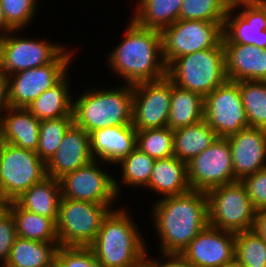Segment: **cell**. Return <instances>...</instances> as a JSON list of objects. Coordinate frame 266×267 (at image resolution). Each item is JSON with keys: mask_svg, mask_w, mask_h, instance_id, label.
Masks as SVG:
<instances>
[{"mask_svg": "<svg viewBox=\"0 0 266 267\" xmlns=\"http://www.w3.org/2000/svg\"><path fill=\"white\" fill-rule=\"evenodd\" d=\"M121 208L108 212L89 246L102 267H137L149 250L132 214Z\"/></svg>", "mask_w": 266, "mask_h": 267, "instance_id": "3", "label": "cell"}, {"mask_svg": "<svg viewBox=\"0 0 266 267\" xmlns=\"http://www.w3.org/2000/svg\"><path fill=\"white\" fill-rule=\"evenodd\" d=\"M173 133L174 156L186 164L218 139L216 132L204 119L195 124L176 129Z\"/></svg>", "mask_w": 266, "mask_h": 267, "instance_id": "27", "label": "cell"}, {"mask_svg": "<svg viewBox=\"0 0 266 267\" xmlns=\"http://www.w3.org/2000/svg\"><path fill=\"white\" fill-rule=\"evenodd\" d=\"M172 81L160 80L133 85L132 125L136 131L167 127Z\"/></svg>", "mask_w": 266, "mask_h": 267, "instance_id": "15", "label": "cell"}, {"mask_svg": "<svg viewBox=\"0 0 266 267\" xmlns=\"http://www.w3.org/2000/svg\"><path fill=\"white\" fill-rule=\"evenodd\" d=\"M17 238L12 214L5 208L0 213V262L5 264L14 241Z\"/></svg>", "mask_w": 266, "mask_h": 267, "instance_id": "40", "label": "cell"}, {"mask_svg": "<svg viewBox=\"0 0 266 267\" xmlns=\"http://www.w3.org/2000/svg\"><path fill=\"white\" fill-rule=\"evenodd\" d=\"M149 252L150 251L147 250L144 259L146 267H191L181 255L160 254L162 257L159 256L158 258L154 259V257L150 256Z\"/></svg>", "mask_w": 266, "mask_h": 267, "instance_id": "41", "label": "cell"}, {"mask_svg": "<svg viewBox=\"0 0 266 267\" xmlns=\"http://www.w3.org/2000/svg\"><path fill=\"white\" fill-rule=\"evenodd\" d=\"M187 171L191 190L207 193L236 182L228 139L218 138L187 164Z\"/></svg>", "mask_w": 266, "mask_h": 267, "instance_id": "14", "label": "cell"}, {"mask_svg": "<svg viewBox=\"0 0 266 267\" xmlns=\"http://www.w3.org/2000/svg\"><path fill=\"white\" fill-rule=\"evenodd\" d=\"M104 162L93 159L74 172L59 179L63 198L97 204H114L119 200L115 178L102 167ZM111 174V175H109Z\"/></svg>", "mask_w": 266, "mask_h": 267, "instance_id": "13", "label": "cell"}, {"mask_svg": "<svg viewBox=\"0 0 266 267\" xmlns=\"http://www.w3.org/2000/svg\"><path fill=\"white\" fill-rule=\"evenodd\" d=\"M174 133L169 127L137 131V145L141 151L154 159L174 156Z\"/></svg>", "mask_w": 266, "mask_h": 267, "instance_id": "36", "label": "cell"}, {"mask_svg": "<svg viewBox=\"0 0 266 267\" xmlns=\"http://www.w3.org/2000/svg\"><path fill=\"white\" fill-rule=\"evenodd\" d=\"M150 218L159 238L160 254L180 255L208 223L207 193H188L157 199Z\"/></svg>", "mask_w": 266, "mask_h": 267, "instance_id": "1", "label": "cell"}, {"mask_svg": "<svg viewBox=\"0 0 266 267\" xmlns=\"http://www.w3.org/2000/svg\"><path fill=\"white\" fill-rule=\"evenodd\" d=\"M68 72L56 85L33 100L27 109L39 121L73 117V92ZM72 93V95H71Z\"/></svg>", "mask_w": 266, "mask_h": 267, "instance_id": "24", "label": "cell"}, {"mask_svg": "<svg viewBox=\"0 0 266 267\" xmlns=\"http://www.w3.org/2000/svg\"><path fill=\"white\" fill-rule=\"evenodd\" d=\"M90 152L93 159L117 165L137 145V131L133 125L100 128L90 134Z\"/></svg>", "mask_w": 266, "mask_h": 267, "instance_id": "20", "label": "cell"}, {"mask_svg": "<svg viewBox=\"0 0 266 267\" xmlns=\"http://www.w3.org/2000/svg\"><path fill=\"white\" fill-rule=\"evenodd\" d=\"M137 267H146L145 263L143 262L142 264L138 265Z\"/></svg>", "mask_w": 266, "mask_h": 267, "instance_id": "46", "label": "cell"}, {"mask_svg": "<svg viewBox=\"0 0 266 267\" xmlns=\"http://www.w3.org/2000/svg\"><path fill=\"white\" fill-rule=\"evenodd\" d=\"M61 198L59 180L47 176L41 182L32 185L14 201L21 208L51 218L56 223Z\"/></svg>", "mask_w": 266, "mask_h": 267, "instance_id": "25", "label": "cell"}, {"mask_svg": "<svg viewBox=\"0 0 266 267\" xmlns=\"http://www.w3.org/2000/svg\"><path fill=\"white\" fill-rule=\"evenodd\" d=\"M59 243L17 237L4 267H55Z\"/></svg>", "mask_w": 266, "mask_h": 267, "instance_id": "26", "label": "cell"}, {"mask_svg": "<svg viewBox=\"0 0 266 267\" xmlns=\"http://www.w3.org/2000/svg\"><path fill=\"white\" fill-rule=\"evenodd\" d=\"M233 0H183L179 20L224 22Z\"/></svg>", "mask_w": 266, "mask_h": 267, "instance_id": "34", "label": "cell"}, {"mask_svg": "<svg viewBox=\"0 0 266 267\" xmlns=\"http://www.w3.org/2000/svg\"><path fill=\"white\" fill-rule=\"evenodd\" d=\"M222 42L266 49V6L260 0H233L224 21Z\"/></svg>", "mask_w": 266, "mask_h": 267, "instance_id": "16", "label": "cell"}, {"mask_svg": "<svg viewBox=\"0 0 266 267\" xmlns=\"http://www.w3.org/2000/svg\"><path fill=\"white\" fill-rule=\"evenodd\" d=\"M9 107V79L8 75L0 71V119Z\"/></svg>", "mask_w": 266, "mask_h": 267, "instance_id": "42", "label": "cell"}, {"mask_svg": "<svg viewBox=\"0 0 266 267\" xmlns=\"http://www.w3.org/2000/svg\"><path fill=\"white\" fill-rule=\"evenodd\" d=\"M253 230L266 243V208L256 210Z\"/></svg>", "mask_w": 266, "mask_h": 267, "instance_id": "43", "label": "cell"}, {"mask_svg": "<svg viewBox=\"0 0 266 267\" xmlns=\"http://www.w3.org/2000/svg\"><path fill=\"white\" fill-rule=\"evenodd\" d=\"M74 52L67 46L51 63L9 75L10 107L27 108L43 92L56 85L69 72Z\"/></svg>", "mask_w": 266, "mask_h": 267, "instance_id": "10", "label": "cell"}, {"mask_svg": "<svg viewBox=\"0 0 266 267\" xmlns=\"http://www.w3.org/2000/svg\"><path fill=\"white\" fill-rule=\"evenodd\" d=\"M229 81H266V49L236 42H222Z\"/></svg>", "mask_w": 266, "mask_h": 267, "instance_id": "21", "label": "cell"}, {"mask_svg": "<svg viewBox=\"0 0 266 267\" xmlns=\"http://www.w3.org/2000/svg\"><path fill=\"white\" fill-rule=\"evenodd\" d=\"M10 31L11 29L7 26V22L0 2V38L4 37Z\"/></svg>", "mask_w": 266, "mask_h": 267, "instance_id": "44", "label": "cell"}, {"mask_svg": "<svg viewBox=\"0 0 266 267\" xmlns=\"http://www.w3.org/2000/svg\"><path fill=\"white\" fill-rule=\"evenodd\" d=\"M0 2L7 22V26L11 30L24 31V28L32 23L36 17V14H38V5L40 1L0 0Z\"/></svg>", "mask_w": 266, "mask_h": 267, "instance_id": "37", "label": "cell"}, {"mask_svg": "<svg viewBox=\"0 0 266 267\" xmlns=\"http://www.w3.org/2000/svg\"><path fill=\"white\" fill-rule=\"evenodd\" d=\"M167 77L177 86L204 98L228 80L222 41L214 48L176 58L167 67Z\"/></svg>", "mask_w": 266, "mask_h": 267, "instance_id": "5", "label": "cell"}, {"mask_svg": "<svg viewBox=\"0 0 266 267\" xmlns=\"http://www.w3.org/2000/svg\"><path fill=\"white\" fill-rule=\"evenodd\" d=\"M125 29L122 41L108 55L110 71L130 85L166 77L161 31L139 26L132 18Z\"/></svg>", "mask_w": 266, "mask_h": 267, "instance_id": "2", "label": "cell"}, {"mask_svg": "<svg viewBox=\"0 0 266 267\" xmlns=\"http://www.w3.org/2000/svg\"><path fill=\"white\" fill-rule=\"evenodd\" d=\"M19 32L11 30L0 38V71L8 76L47 65L67 47L51 40L24 38Z\"/></svg>", "mask_w": 266, "mask_h": 267, "instance_id": "11", "label": "cell"}, {"mask_svg": "<svg viewBox=\"0 0 266 267\" xmlns=\"http://www.w3.org/2000/svg\"><path fill=\"white\" fill-rule=\"evenodd\" d=\"M204 120L218 138L249 127L238 82L227 80L204 97Z\"/></svg>", "mask_w": 266, "mask_h": 267, "instance_id": "12", "label": "cell"}, {"mask_svg": "<svg viewBox=\"0 0 266 267\" xmlns=\"http://www.w3.org/2000/svg\"><path fill=\"white\" fill-rule=\"evenodd\" d=\"M6 202L0 198V213L6 208Z\"/></svg>", "mask_w": 266, "mask_h": 267, "instance_id": "45", "label": "cell"}, {"mask_svg": "<svg viewBox=\"0 0 266 267\" xmlns=\"http://www.w3.org/2000/svg\"><path fill=\"white\" fill-rule=\"evenodd\" d=\"M92 160L90 135L73 123L64 133L58 150L46 163V173L48 177L59 180Z\"/></svg>", "mask_w": 266, "mask_h": 267, "instance_id": "19", "label": "cell"}, {"mask_svg": "<svg viewBox=\"0 0 266 267\" xmlns=\"http://www.w3.org/2000/svg\"><path fill=\"white\" fill-rule=\"evenodd\" d=\"M227 267H239V266H237V265H235V264H232V265L227 266Z\"/></svg>", "mask_w": 266, "mask_h": 267, "instance_id": "47", "label": "cell"}, {"mask_svg": "<svg viewBox=\"0 0 266 267\" xmlns=\"http://www.w3.org/2000/svg\"><path fill=\"white\" fill-rule=\"evenodd\" d=\"M183 0H137L132 19L147 29L162 31L179 19Z\"/></svg>", "mask_w": 266, "mask_h": 267, "instance_id": "29", "label": "cell"}, {"mask_svg": "<svg viewBox=\"0 0 266 267\" xmlns=\"http://www.w3.org/2000/svg\"><path fill=\"white\" fill-rule=\"evenodd\" d=\"M40 121L27 108L9 107L0 119V141L36 152Z\"/></svg>", "mask_w": 266, "mask_h": 267, "instance_id": "22", "label": "cell"}, {"mask_svg": "<svg viewBox=\"0 0 266 267\" xmlns=\"http://www.w3.org/2000/svg\"><path fill=\"white\" fill-rule=\"evenodd\" d=\"M249 127L266 129V81H238Z\"/></svg>", "mask_w": 266, "mask_h": 267, "instance_id": "32", "label": "cell"}, {"mask_svg": "<svg viewBox=\"0 0 266 267\" xmlns=\"http://www.w3.org/2000/svg\"><path fill=\"white\" fill-rule=\"evenodd\" d=\"M81 93L76 100L73 97V123L88 134L100 128L132 125L133 85L91 87Z\"/></svg>", "mask_w": 266, "mask_h": 267, "instance_id": "4", "label": "cell"}, {"mask_svg": "<svg viewBox=\"0 0 266 267\" xmlns=\"http://www.w3.org/2000/svg\"><path fill=\"white\" fill-rule=\"evenodd\" d=\"M224 22L177 20L161 31L163 58L167 67L178 57L216 47Z\"/></svg>", "mask_w": 266, "mask_h": 267, "instance_id": "9", "label": "cell"}, {"mask_svg": "<svg viewBox=\"0 0 266 267\" xmlns=\"http://www.w3.org/2000/svg\"><path fill=\"white\" fill-rule=\"evenodd\" d=\"M234 264L266 267V243L253 229L235 233Z\"/></svg>", "mask_w": 266, "mask_h": 267, "instance_id": "33", "label": "cell"}, {"mask_svg": "<svg viewBox=\"0 0 266 267\" xmlns=\"http://www.w3.org/2000/svg\"><path fill=\"white\" fill-rule=\"evenodd\" d=\"M45 177L46 163L36 152L0 141V198L6 203Z\"/></svg>", "mask_w": 266, "mask_h": 267, "instance_id": "7", "label": "cell"}, {"mask_svg": "<svg viewBox=\"0 0 266 267\" xmlns=\"http://www.w3.org/2000/svg\"><path fill=\"white\" fill-rule=\"evenodd\" d=\"M113 204H97L61 198L56 222L61 246L89 247L95 240L103 218Z\"/></svg>", "mask_w": 266, "mask_h": 267, "instance_id": "6", "label": "cell"}, {"mask_svg": "<svg viewBox=\"0 0 266 267\" xmlns=\"http://www.w3.org/2000/svg\"><path fill=\"white\" fill-rule=\"evenodd\" d=\"M204 119V98L172 82L171 106L167 127L176 130Z\"/></svg>", "mask_w": 266, "mask_h": 267, "instance_id": "30", "label": "cell"}, {"mask_svg": "<svg viewBox=\"0 0 266 267\" xmlns=\"http://www.w3.org/2000/svg\"><path fill=\"white\" fill-rule=\"evenodd\" d=\"M207 203L211 227L234 233L253 229L256 209L240 181L211 189Z\"/></svg>", "mask_w": 266, "mask_h": 267, "instance_id": "8", "label": "cell"}, {"mask_svg": "<svg viewBox=\"0 0 266 267\" xmlns=\"http://www.w3.org/2000/svg\"><path fill=\"white\" fill-rule=\"evenodd\" d=\"M6 209L14 219L17 237L47 243H58L56 223L51 218L27 211L15 201L7 202Z\"/></svg>", "mask_w": 266, "mask_h": 267, "instance_id": "28", "label": "cell"}, {"mask_svg": "<svg viewBox=\"0 0 266 267\" xmlns=\"http://www.w3.org/2000/svg\"><path fill=\"white\" fill-rule=\"evenodd\" d=\"M164 197L178 196L191 191L187 164L175 156L155 159L149 183L145 189Z\"/></svg>", "mask_w": 266, "mask_h": 267, "instance_id": "23", "label": "cell"}, {"mask_svg": "<svg viewBox=\"0 0 266 267\" xmlns=\"http://www.w3.org/2000/svg\"><path fill=\"white\" fill-rule=\"evenodd\" d=\"M266 6V0H260Z\"/></svg>", "mask_w": 266, "mask_h": 267, "instance_id": "48", "label": "cell"}, {"mask_svg": "<svg viewBox=\"0 0 266 267\" xmlns=\"http://www.w3.org/2000/svg\"><path fill=\"white\" fill-rule=\"evenodd\" d=\"M155 159L148 156L139 148H135L129 155L123 158L116 166L121 165L120 181L115 177V189L120 196L122 194L121 183L126 187L146 188L151 177ZM122 179V180H121Z\"/></svg>", "mask_w": 266, "mask_h": 267, "instance_id": "31", "label": "cell"}, {"mask_svg": "<svg viewBox=\"0 0 266 267\" xmlns=\"http://www.w3.org/2000/svg\"><path fill=\"white\" fill-rule=\"evenodd\" d=\"M55 267H102L90 247L61 246L56 252Z\"/></svg>", "mask_w": 266, "mask_h": 267, "instance_id": "38", "label": "cell"}, {"mask_svg": "<svg viewBox=\"0 0 266 267\" xmlns=\"http://www.w3.org/2000/svg\"><path fill=\"white\" fill-rule=\"evenodd\" d=\"M235 233L208 225L180 254L191 267H227L234 264Z\"/></svg>", "mask_w": 266, "mask_h": 267, "instance_id": "17", "label": "cell"}, {"mask_svg": "<svg viewBox=\"0 0 266 267\" xmlns=\"http://www.w3.org/2000/svg\"><path fill=\"white\" fill-rule=\"evenodd\" d=\"M256 210L266 208V168L240 180Z\"/></svg>", "mask_w": 266, "mask_h": 267, "instance_id": "39", "label": "cell"}, {"mask_svg": "<svg viewBox=\"0 0 266 267\" xmlns=\"http://www.w3.org/2000/svg\"><path fill=\"white\" fill-rule=\"evenodd\" d=\"M73 124V117L42 120L39 127V141L36 153L47 163L61 144L64 133Z\"/></svg>", "mask_w": 266, "mask_h": 267, "instance_id": "35", "label": "cell"}, {"mask_svg": "<svg viewBox=\"0 0 266 267\" xmlns=\"http://www.w3.org/2000/svg\"><path fill=\"white\" fill-rule=\"evenodd\" d=\"M227 139L237 181L266 168V129L248 127Z\"/></svg>", "mask_w": 266, "mask_h": 267, "instance_id": "18", "label": "cell"}]
</instances>
